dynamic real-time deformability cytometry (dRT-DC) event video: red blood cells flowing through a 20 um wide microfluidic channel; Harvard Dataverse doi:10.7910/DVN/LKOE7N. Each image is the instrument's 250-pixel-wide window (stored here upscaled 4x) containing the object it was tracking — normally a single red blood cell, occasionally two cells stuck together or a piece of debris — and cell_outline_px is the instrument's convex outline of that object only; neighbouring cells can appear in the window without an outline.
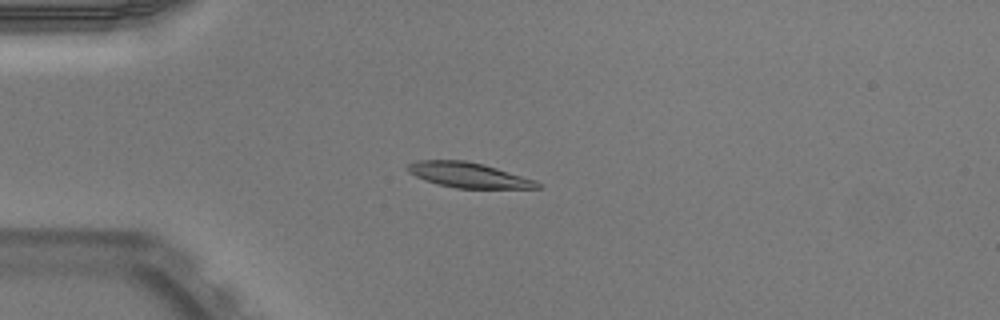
{"species": "Egyptian fruit bat (a non-hibernating species)", "species_latin": "Rousettus aegyptiacus", "temperature_condition": "warm", "stored_images_in_passage": 40, "camera_frame_rate_fps": 3000, "um_per_image_px": 0.085, "animal": {"sex": "male"}, "frame": {"image": 1, "passage_image": 3, "time_ms": 0.667, "image_size_px": [1000, 320], "cell_outline_px": [[540, 188], [456, 188], [440, 184], [416, 176], [408, 172], [408, 164], [416, 160], [464, 160], [484, 164], [536, 180], [540, 184]], "centroid_in_image_um": [39.84, 14.87], "position_along_channel_um": 45.2, "area_um2": 18.73}}
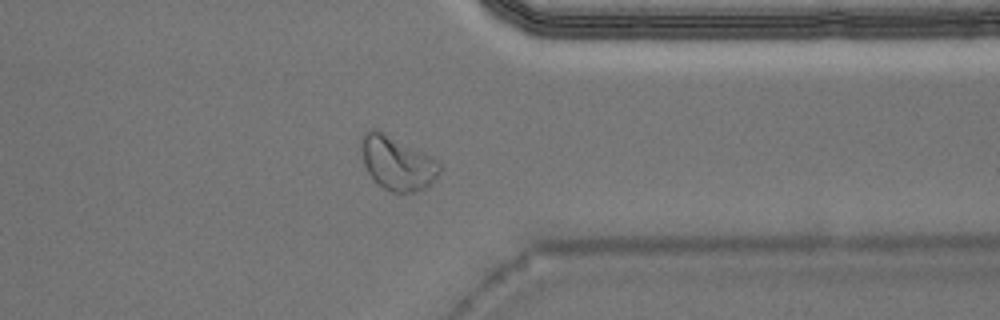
{"frame": {"image": 2, "passage_image": 30, "time_ms": 9.667, "image_size_px": [1000, 320], "cell_outline_px": [[440, 172], [424, 188], [416, 192], [392, 192], [384, 188], [368, 172], [364, 164], [360, 144], [364, 132], [372, 128], [376, 128], [432, 156], [440, 164]], "centroid_in_image_um": [33.74, 13.83], "position_along_channel_um": 377.7, "area_um2": 24.28}}
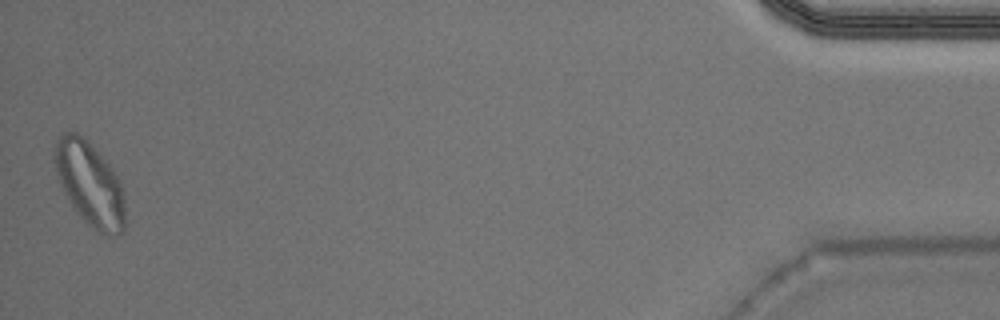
{"frame": {"image": 3, "passage_image": 40, "time_ms": 13.0, "image_size_px": [1000, 320], "cell_outline_px": [[124, 228], [120, 232], [108, 236], [100, 236], [72, 208], [64, 192], [52, 156], [56, 140], [64, 132], [76, 132], [84, 136], [92, 144], [112, 168], [120, 184], [124, 200]], "centroid_in_image_um": [7.61, 15.62], "position_along_channel_um": 427.6, "area_um2": 34.45}, "authors_computed_cell_mechanics": {"area_um2": 19.5075, "velocity_mm_per_s": 3.9748, "shape_relaxation_time_tau1_ms": 2.8629, "shape_relaxation_time_tau2_ms": 2.6921, "deformation_change_tau1": 0.1453, "deformation_change_tau2": 0.0867}}